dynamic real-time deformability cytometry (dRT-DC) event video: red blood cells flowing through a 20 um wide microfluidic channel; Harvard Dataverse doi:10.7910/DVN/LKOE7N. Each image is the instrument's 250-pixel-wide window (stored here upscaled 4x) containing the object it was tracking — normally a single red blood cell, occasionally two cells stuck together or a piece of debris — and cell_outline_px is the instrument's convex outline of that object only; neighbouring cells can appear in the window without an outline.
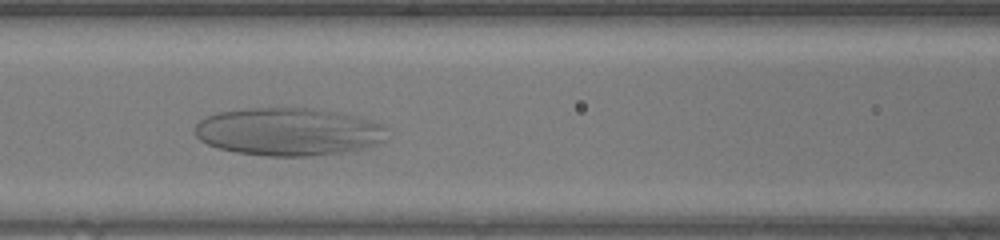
{"species": "human", "species_latin": "Homo sapiens", "temperature_condition": "warm", "stored_images_in_passage": 35, "camera_frame_rate_fps": 3000, "um_per_image_px": 0.085, "donor": {"sex": "female"}, "frame": {"image": 1, "passage_image": 10, "time_ms": 3.0, "image_size_px": [1000, 240], "cell_outline_px": [[384, 140], [364, 148], [352, 152], [312, 156], [264, 156], [236, 152], [216, 148], [200, 140], [196, 136], [196, 124], [204, 116], [216, 112], [248, 108], [316, 108], [336, 112], [384, 124]], "centroid_in_image_um": [24.47, 11.2], "position_along_channel_um": 142.1, "area_um2": 53.75}}
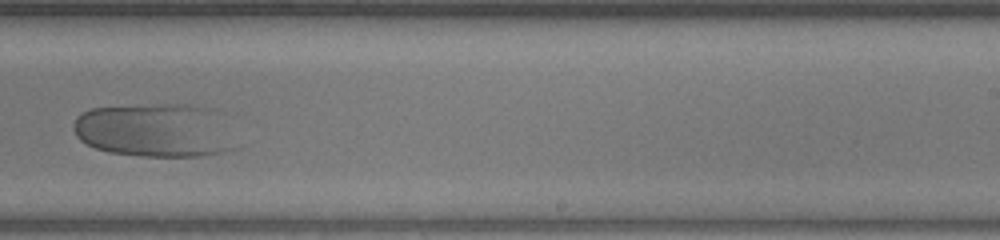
{"frame": {"image": 2, "passage_image": 20, "time_ms": 6.333, "image_size_px": [1000, 240], "cell_outline_px": [[240, 148], [200, 156], [140, 156], [108, 152], [96, 148], [80, 140], [76, 136], [72, 128], [72, 124], [76, 116], [92, 108], [164, 104], [196, 104], [216, 108]], "centroid_in_image_um": [13.22, 11.07], "position_along_channel_um": 275.8, "area_um2": 51.5}}
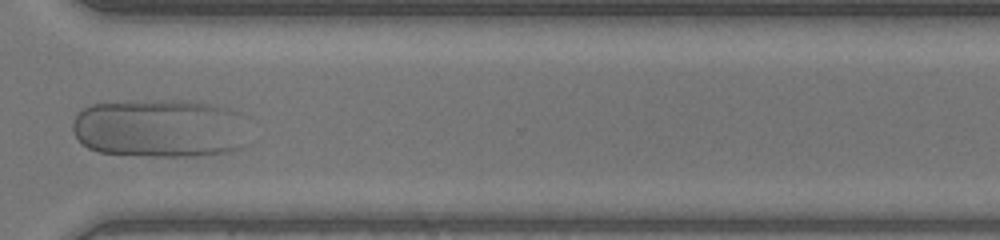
{"frame": {"image": 3, "passage_image": 26, "time_ms": 8.333, "image_size_px": [1000, 240], "cell_outline_px": [[240, 148], [224, 152], [196, 156], [152, 156], [100, 152], [88, 148], [76, 136], [72, 128], [72, 124], [76, 116], [84, 108], [92, 104], [136, 100], [200, 100], [228, 108], [240, 112]], "centroid_in_image_um": [13.5, 10.87], "position_along_channel_um": 357.1, "area_um2": 59.77}}